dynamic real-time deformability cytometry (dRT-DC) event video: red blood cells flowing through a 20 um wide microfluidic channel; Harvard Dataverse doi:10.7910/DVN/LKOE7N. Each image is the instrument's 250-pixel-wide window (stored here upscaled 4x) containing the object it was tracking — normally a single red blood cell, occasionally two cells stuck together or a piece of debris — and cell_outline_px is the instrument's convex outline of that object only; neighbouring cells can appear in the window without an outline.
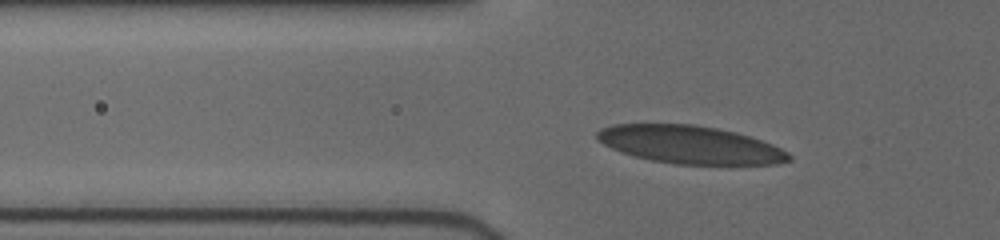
{"species": "human", "species_latin": "Homo sapiens", "temperature_condition": "cold", "stored_images_in_passage": 25, "camera_frame_rate_fps": 3000, "um_per_image_px": 0.085, "donor": {"sex": "female"}, "frame": {"image": 1, "passage_image": 6, "time_ms": 3.333, "image_size_px": [1000, 240], "cell_outline_px": [[792, 160], [776, 164], [676, 164], [652, 160], [620, 152], [604, 144], [596, 136], [596, 132], [600, 128], [612, 124], [692, 124], [716, 128], [736, 132], [772, 144], [788, 152], [792, 156]], "centroid_in_image_um": [58.66, 12.29], "position_along_channel_um": 67.1, "area_um2": 42.14}}
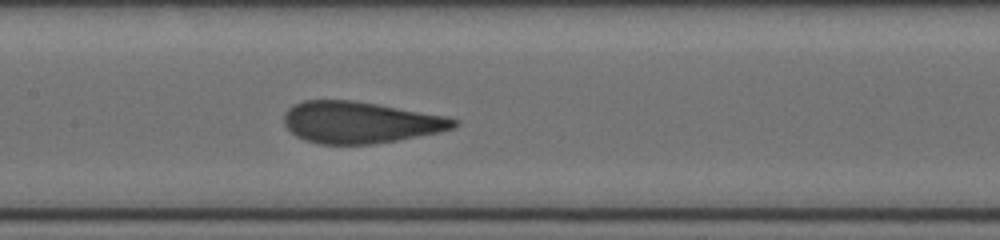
{"frame": {"image": 2, "passage_image": 14, "time_ms": 6.333, "image_size_px": [1000, 240], "cell_outline_px": [[460, 124], [456, 128], [440, 132], [396, 140], [372, 144], [320, 144], [304, 140], [296, 136], [284, 124], [284, 112], [288, 108], [304, 100], [352, 100], [376, 104], [444, 116], [460, 120]], "centroid_in_image_um": [30.62, 10.4], "position_along_channel_um": 176.8, "area_um2": 41.04}}
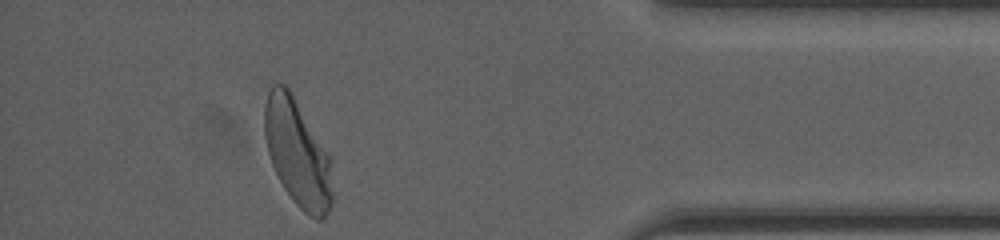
{"frame": {"image": 3, "passage_image": 25, "time_ms": 13.0, "image_size_px": [1000, 240], "cell_outline_px": [[332, 204], [328, 212], [320, 220], [316, 220], [304, 212], [292, 200], [284, 188], [272, 164], [268, 152], [264, 136], [264, 104], [268, 92], [272, 84], [284, 84], [288, 88], [328, 156], [332, 196]], "centroid_in_image_um": [25.23, 13.03], "position_along_channel_um": 410.0, "area_um2": 41.15}, "authors_computed_cell_mechanics": {"area_um2": 41.5582, "velocity_mm_per_s": 3.9417, "shape_relaxation_time_tau1_ms": 4.426, "shape_relaxation_time_tau2_ms": null, "deformation_change_tau1": 0.1604, "deformation_change_tau2": null}}